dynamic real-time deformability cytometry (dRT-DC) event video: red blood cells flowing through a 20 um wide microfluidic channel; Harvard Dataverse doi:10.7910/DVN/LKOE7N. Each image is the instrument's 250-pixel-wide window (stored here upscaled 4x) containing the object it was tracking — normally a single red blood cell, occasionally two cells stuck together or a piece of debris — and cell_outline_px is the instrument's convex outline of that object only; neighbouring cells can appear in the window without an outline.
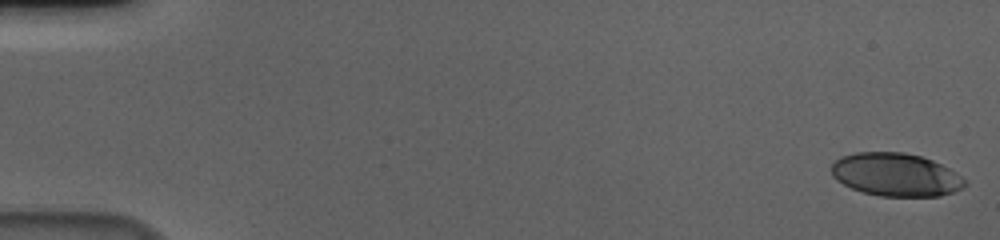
{"species": "human", "species_latin": "Homo sapiens", "temperature_condition": "cold", "stored_images_in_passage": 57, "camera_frame_rate_fps": 3000, "um_per_image_px": 0.085, "donor": {"sex": "male"}, "frame": {"image": 1, "passage_image": 1, "time_ms": 0.0, "image_size_px": [1000, 240], "cell_outline_px": [[968, 184], [952, 192], [940, 196], [880, 196], [864, 192], [852, 188], [836, 180], [832, 176], [832, 164], [840, 156], [856, 152], [904, 152], [920, 156], [932, 160], [948, 168], [960, 176]], "centroid_in_image_um": [76.11, 14.84], "position_along_channel_um": 8.9, "area_um2": 33.29}}
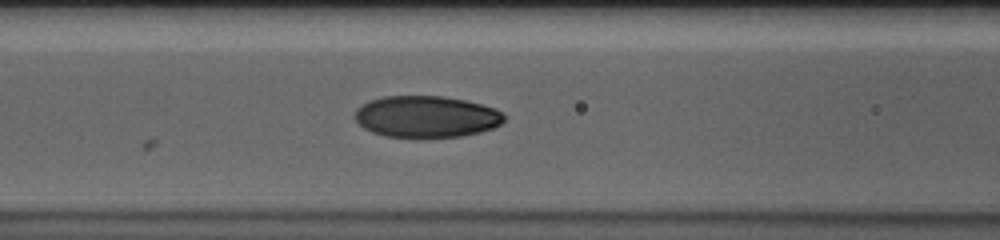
{"frame": {"image": 2, "passage_image": 25, "time_ms": 8.0, "image_size_px": [1000, 240], "cell_outline_px": [[504, 120], [500, 124], [492, 128], [480, 132], [460, 136], [384, 136], [372, 132], [364, 128], [356, 120], [356, 108], [368, 100], [384, 96], [440, 96], [464, 100], [496, 108], [504, 116]], "centroid_in_image_um": [36.22, 9.9], "position_along_channel_um": 130.4, "area_um2": 35.72}}
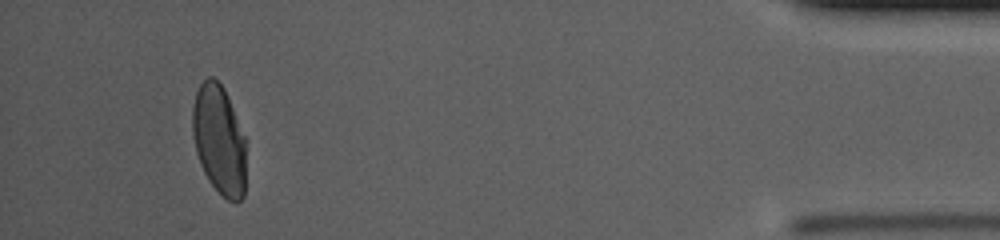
{"frame": {"image": 3, "passage_image": 54, "time_ms": 17.667, "image_size_px": [1000, 240], "cell_outline_px": [[244, 196], [240, 200], [228, 200], [208, 180], [200, 164], [196, 152], [192, 132], [192, 108], [196, 92], [200, 84], [208, 76], [212, 76], [224, 88], [244, 136]], "centroid_in_image_um": [18.59, 11.85], "position_along_channel_um": 416.6, "area_um2": 33.58}, "authors_computed_cell_mechanics": {"area_um2": 35.258, "velocity_mm_per_s": 3.6325, "shape_relaxation_time_tau1_ms": 3.8079, "shape_relaxation_time_tau2_ms": 1.0351, "deformation_change_tau1": 0.1725, "deformation_change_tau2": 0.0427}}